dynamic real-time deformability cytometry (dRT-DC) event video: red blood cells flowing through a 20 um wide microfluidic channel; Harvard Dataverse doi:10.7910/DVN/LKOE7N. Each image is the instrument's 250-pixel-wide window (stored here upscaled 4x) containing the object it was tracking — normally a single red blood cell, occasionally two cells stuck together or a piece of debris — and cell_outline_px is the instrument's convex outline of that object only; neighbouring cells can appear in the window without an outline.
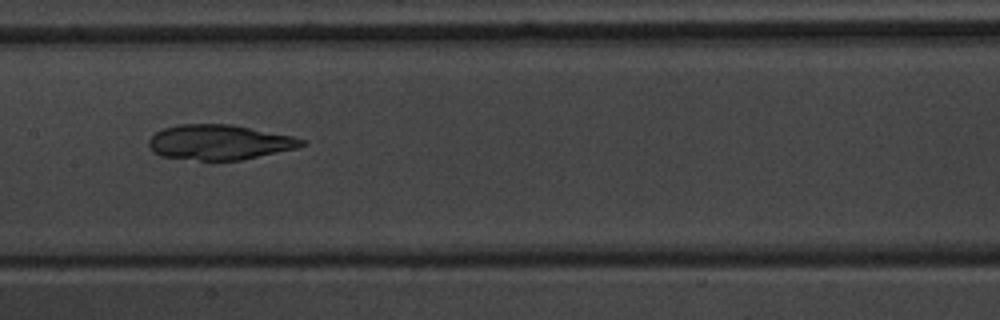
{"species": "common noctule bat (a hibernating species)", "species_latin": "Nyctalus noctula", "temperature_condition": "warm", "stored_images_in_passage": 56, "camera_frame_rate_fps": 3000, "um_per_image_px": 0.085, "animal": {"sex": "male", "body_mass_g": 20.1, "forearm_length_mm": 53.5}, "frame": {"image": 1, "passage_image": 29, "time_ms": 9.333, "image_size_px": [1000, 320], "cell_outline_px": [[308, 144], [296, 148], [240, 160], [200, 160], [160, 156], [152, 152], [148, 144], [148, 140], [156, 132], [164, 128], [180, 124], [232, 124], [292, 136], [308, 140]], "centroid_in_image_um": [18.65, 12.08], "position_along_channel_um": 188.7, "area_um2": 31.21}}
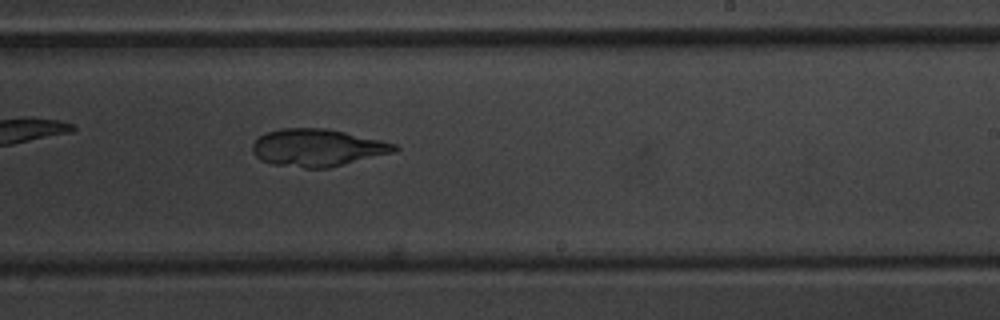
{"frame": {"image": 2, "passage_image": 35, "time_ms": 11.333, "image_size_px": [1000, 320], "cell_outline_px": [[400, 148], [396, 152], [328, 168], [304, 168], [272, 164], [260, 160], [252, 152], [252, 144], [260, 136], [268, 132], [280, 128], [328, 128], [384, 140], [396, 144]], "centroid_in_image_um": [27.02, 12.55], "position_along_channel_um": 262.0, "area_um2": 31.27}}
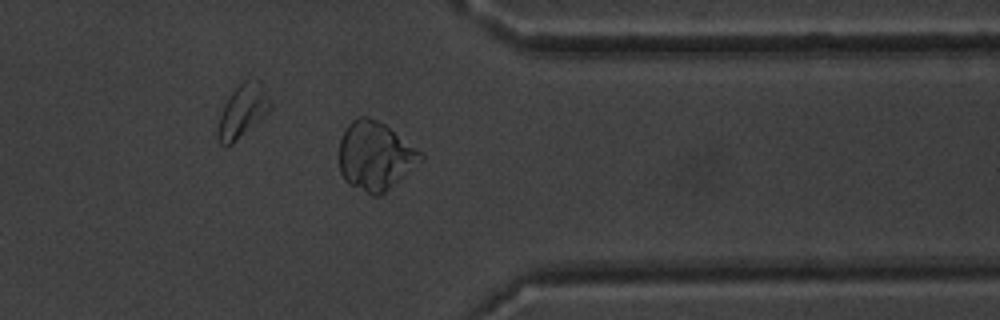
{"frame": {"image": 3, "passage_image": 45, "time_ms": 14.667, "image_size_px": [1000, 320], "cell_outline_px": [[424, 160], [380, 196], [372, 196], [348, 184], [344, 180], [340, 172], [340, 140], [348, 124], [352, 120], [360, 116], [368, 116], [384, 124], [424, 152]], "centroid_in_image_um": [31.92, 13.27], "position_along_channel_um": 379.5, "area_um2": 32.77}}